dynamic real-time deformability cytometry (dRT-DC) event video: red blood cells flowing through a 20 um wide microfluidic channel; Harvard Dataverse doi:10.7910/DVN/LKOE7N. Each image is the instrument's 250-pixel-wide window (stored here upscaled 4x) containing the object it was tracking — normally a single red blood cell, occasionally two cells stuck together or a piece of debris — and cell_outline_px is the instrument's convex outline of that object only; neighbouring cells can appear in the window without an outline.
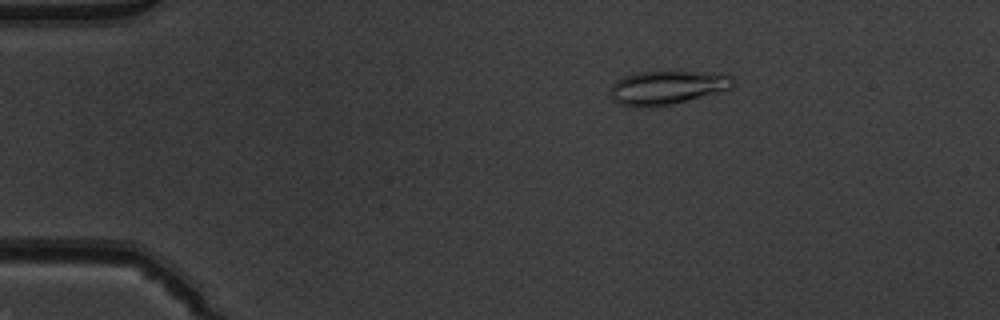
{"species": "common noctule bat (a hibernating species)", "species_latin": "Nyctalus noctula", "temperature_condition": "warm", "stored_images_in_passage": 45, "camera_frame_rate_fps": 3000, "um_per_image_px": 0.085, "animal": {"sex": "male", "body_mass_g": 19.5, "forearm_length_mm": 54.6}, "frame": {"image": 1, "passage_image": 2, "time_ms": 0.333, "image_size_px": [1000, 320], "cell_outline_px": [[736, 80], [732, 88], [672, 104], [652, 108], [636, 108], [616, 104], [612, 100], [612, 84], [616, 80], [624, 76], [636, 72], [720, 72], [732, 76]], "centroid_in_image_um": [56.7, 7.45], "position_along_channel_um": 28.3, "area_um2": 24.45}}
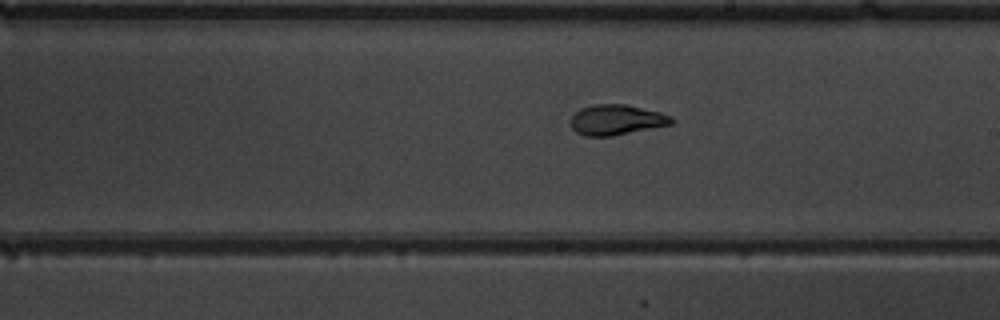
{"frame": {"image": 2, "passage_image": 23, "time_ms": 7.333, "image_size_px": [1000, 320], "cell_outline_px": [[676, 120], [672, 124], [612, 136], [584, 136], [576, 132], [572, 128], [572, 116], [580, 108], [592, 104], [624, 104], [660, 112], [672, 116]], "centroid_in_image_um": [52.41, 10.18], "position_along_channel_um": 236.6, "area_um2": 17.8}}
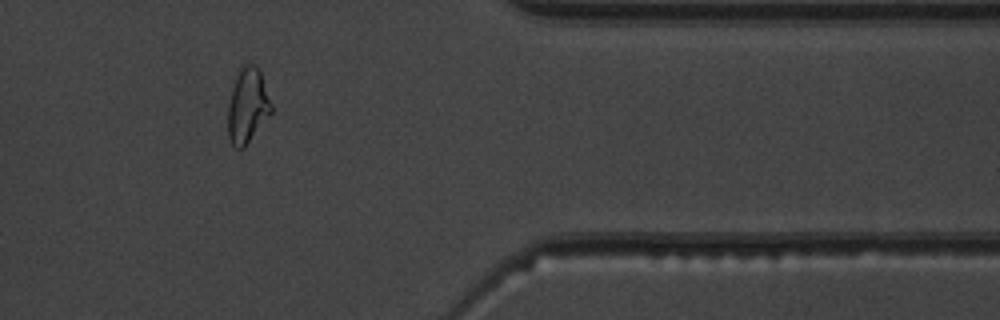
{"frame": {"image": 3, "passage_image": 36, "time_ms": 11.667, "image_size_px": [1000, 320], "cell_outline_px": [[272, 112], [244, 148], [236, 148], [228, 140], [228, 104], [232, 88], [236, 76], [240, 68], [248, 64], [256, 64], [260, 72], [272, 104]], "centroid_in_image_um": [21.03, 9.01], "position_along_channel_um": 390.4, "area_um2": 18.84}, "authors_computed_cell_mechanics": {"area_um2": 18.4382, "velocity_mm_per_s": 3.9516, "shape_relaxation_time_tau1_ms": 5.2689, "shape_relaxation_time_tau2_ms": 1.5123, "deformation_change_tau1": 0.1557, "deformation_change_tau2": 0.0841}}